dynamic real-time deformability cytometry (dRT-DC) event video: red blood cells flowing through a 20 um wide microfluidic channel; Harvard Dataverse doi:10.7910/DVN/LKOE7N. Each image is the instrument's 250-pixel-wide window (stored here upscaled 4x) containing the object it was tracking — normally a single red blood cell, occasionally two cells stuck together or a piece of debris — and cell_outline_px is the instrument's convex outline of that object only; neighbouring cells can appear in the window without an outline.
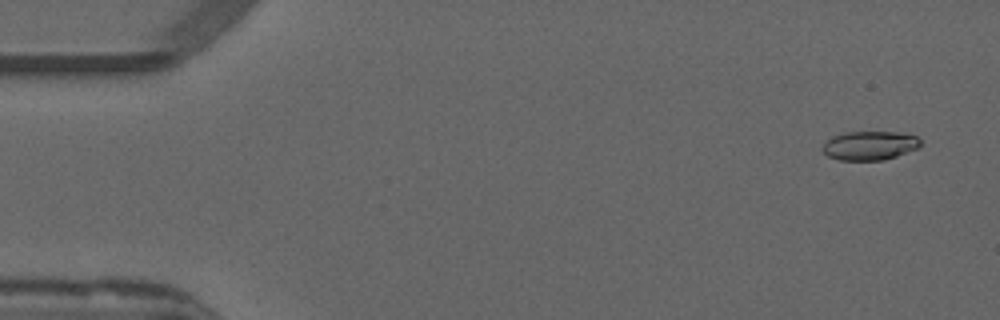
{"species": "common noctule bat (a hibernating species)", "species_latin": "Nyctalus noctula", "temperature_condition": "warm", "stored_images_in_passage": 51, "camera_frame_rate_fps": 3000, "um_per_image_px": 0.085, "animal": {"sex": "male", "forearm_length_mm": 52.5}, "frame": {"image": 1, "passage_image": 1, "time_ms": 0.0, "image_size_px": [1000, 320], "cell_outline_px": [[920, 148], [884, 160], [840, 160], [828, 156], [820, 148], [832, 136], [844, 132], [896, 132], [916, 136], [920, 140]], "centroid_in_image_um": [73.92, 12.37], "position_along_channel_um": 11.1, "area_um2": 16.53}}
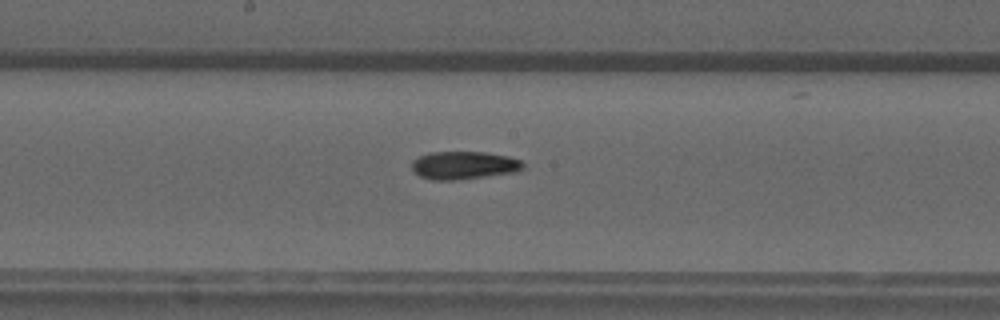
{"frame": {"image": 2, "passage_image": 26, "time_ms": 8.333, "image_size_px": [1000, 320], "cell_outline_px": [[524, 168], [516, 172], [456, 180], [432, 180], [420, 176], [412, 168], [412, 160], [420, 156], [432, 152], [484, 152], [508, 156], [520, 160], [524, 164]], "centroid_in_image_um": [39.44, 14.05], "position_along_channel_um": 208.8, "area_um2": 18.03}}
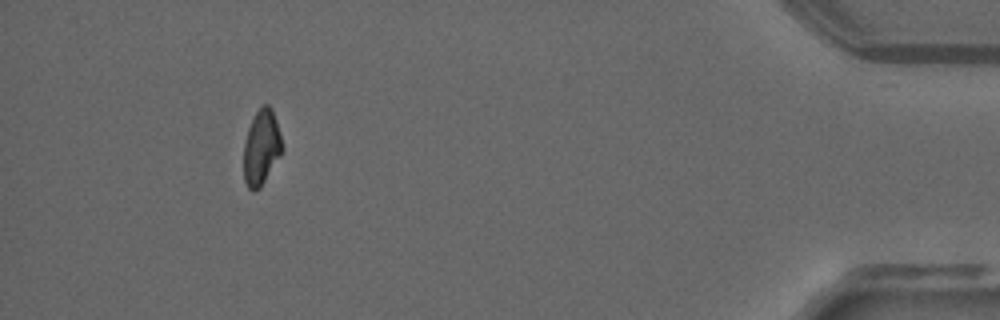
{"frame": {"image": 3, "passage_image": 47, "time_ms": 15.333, "image_size_px": [1000, 320], "cell_outline_px": [[284, 148], [280, 156], [260, 188], [252, 192], [248, 188], [244, 180], [244, 144], [248, 128], [256, 112], [264, 104], [268, 104], [272, 108], [276, 120]], "centroid_in_image_um": [22.23, 12.55], "position_along_channel_um": 413.0, "area_um2": 16.82}, "authors_computed_cell_mechanics": {"area_um2": 17.5134, "velocity_mm_per_s": 3.8733, "shape_relaxation_time_tau1_ms": null, "shape_relaxation_time_tau2_ms": 9.387, "deformation_change_tau1": null, "deformation_change_tau2": 0.1594}}